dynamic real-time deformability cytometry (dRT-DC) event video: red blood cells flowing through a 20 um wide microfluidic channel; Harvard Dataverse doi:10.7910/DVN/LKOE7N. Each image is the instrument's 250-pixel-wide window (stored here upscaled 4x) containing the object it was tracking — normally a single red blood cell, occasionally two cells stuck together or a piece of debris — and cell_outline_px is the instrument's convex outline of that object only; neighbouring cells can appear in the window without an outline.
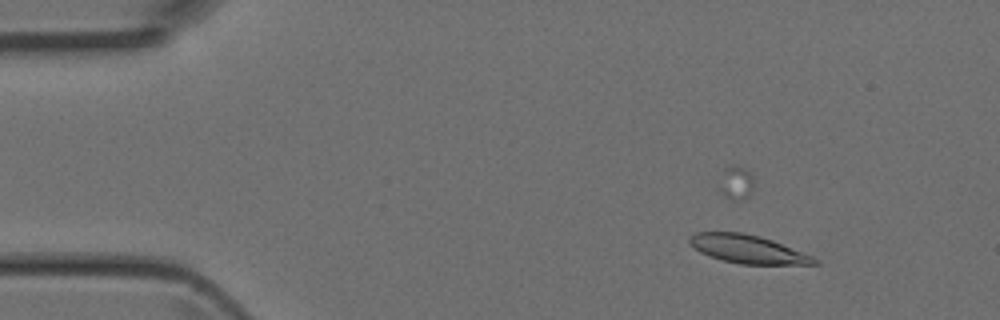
{"species": "Egyptian fruit bat (a non-hibernating species)", "species_latin": "Rousettus aegyptiacus", "temperature_condition": "room temperature", "stored_images_in_passage": 41, "camera_frame_rate_fps": 3000, "um_per_image_px": 0.085, "animal": {"sex": "female"}, "frame": {"image": 1, "passage_image": 9, "time_ms": 2.667, "image_size_px": [1000, 320], "cell_outline_px": [[820, 264], [740, 264], [708, 256], [700, 252], [688, 244], [688, 236], [696, 232], [744, 232], [760, 236], [772, 240], [812, 256], [820, 260]], "centroid_in_image_um": [63.52, 21.17], "position_along_channel_um": 21.5, "area_um2": 20.63}}
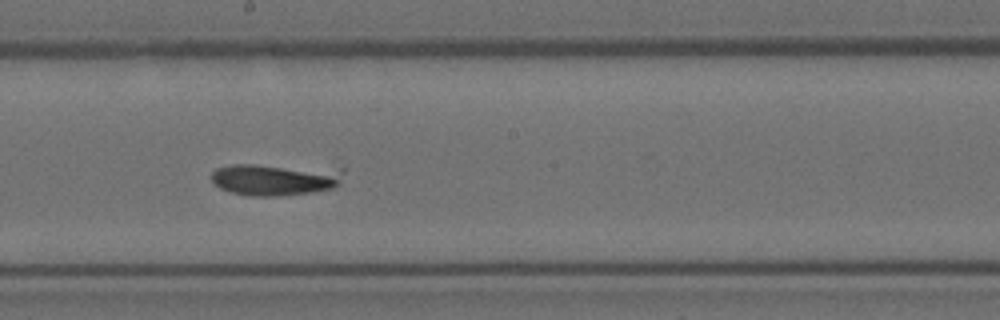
{"frame": {"image": 2, "passage_image": 28, "time_ms": 9.0, "image_size_px": [1000, 320], "cell_outline_px": [[344, 172], [336, 184], [332, 188], [308, 192], [276, 196], [248, 196], [232, 192], [220, 188], [212, 180], [212, 172], [216, 168], [232, 164], [336, 156], [340, 156], [344, 168]], "centroid_in_image_um": [23.8, 15.0], "position_along_channel_um": 224.4, "area_um2": 29.13}}
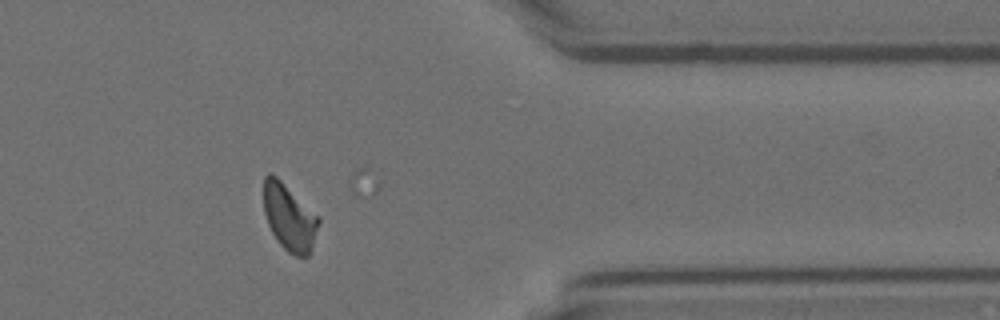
{"frame": {"image": 3, "passage_image": 40, "time_ms": 13.0, "image_size_px": [1000, 320], "cell_outline_px": [[320, 220], [308, 256], [296, 256], [288, 252], [280, 244], [272, 232], [268, 224], [264, 212], [264, 176], [268, 172], [272, 172], [320, 216]], "centroid_in_image_um": [24.58, 18.43], "position_along_channel_um": 386.8, "area_um2": 21.21}}